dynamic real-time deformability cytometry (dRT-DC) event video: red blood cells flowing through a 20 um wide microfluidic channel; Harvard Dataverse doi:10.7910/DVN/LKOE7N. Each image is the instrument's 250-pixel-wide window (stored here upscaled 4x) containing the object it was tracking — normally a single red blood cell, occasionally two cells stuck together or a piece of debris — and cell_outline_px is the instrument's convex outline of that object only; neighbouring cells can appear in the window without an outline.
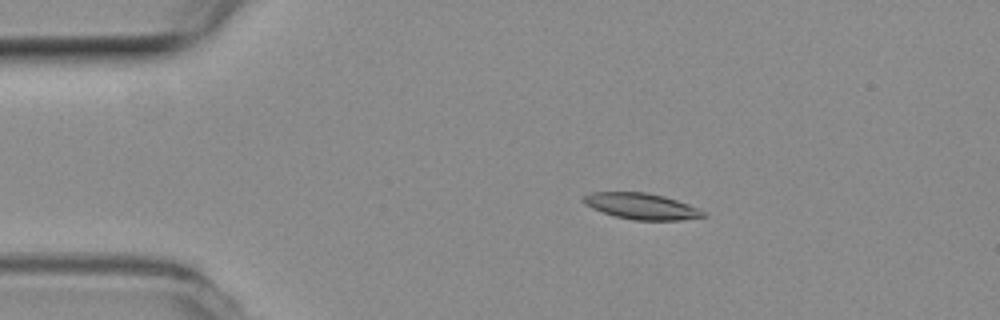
{"species": "common noctule bat (a hibernating species)", "species_latin": "Nyctalus noctula", "temperature_condition": "room temperature", "stored_images_in_passage": 5, "camera_frame_rate_fps": 3000, "um_per_image_px": 0.085, "animal": {"sex": "female", "body_mass_g": 19.3, "forearm_length_mm": 54.1}, "frame": {"image": 1, "passage_image": 2, "time_ms": 0.333, "image_size_px": [1000, 320], "cell_outline_px": [[708, 216], [680, 220], [632, 220], [616, 216], [592, 208], [584, 204], [584, 196], [592, 192], [644, 192], [664, 196], [688, 204], [704, 212]], "centroid_in_image_um": [54.53, 17.53], "position_along_channel_um": 30.5, "area_um2": 17.98}}
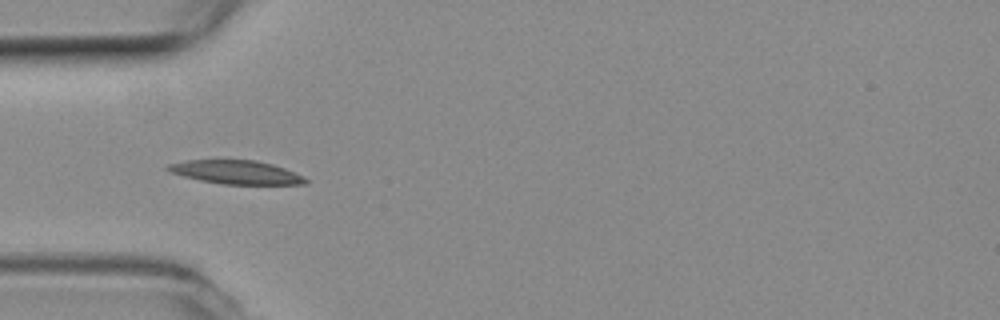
{"frame": {"image": 2, "passage_image": 4, "time_ms": 1.0, "image_size_px": [1000, 320], "cell_outline_px": [[308, 184], [224, 184], [200, 180], [184, 176], [172, 172], [164, 168], [168, 164], [188, 160], [256, 160], [272, 164], [284, 168], [304, 176], [308, 180]], "centroid_in_image_um": [20.1, 14.64], "position_along_channel_um": 64.9, "area_um2": 18.79}}
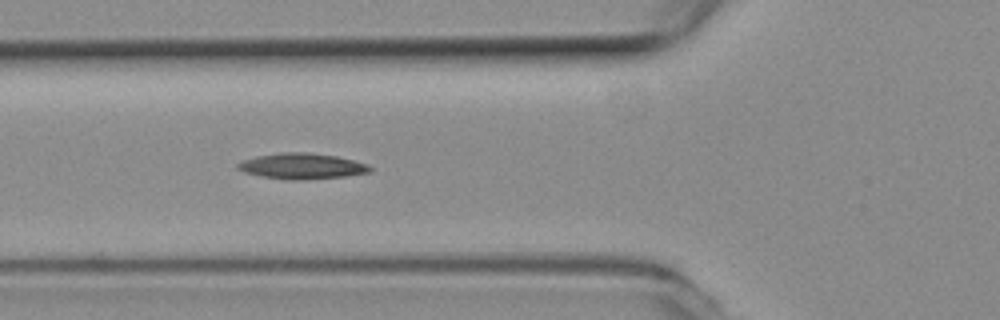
{"frame": {"image": 3, "passage_image": 5, "time_ms": 1.333, "image_size_px": [1000, 320], "cell_outline_px": [[372, 172], [344, 176], [304, 180], [284, 180], [260, 176], [244, 172], [236, 168], [236, 164], [244, 160], [256, 156], [280, 152], [308, 152], [336, 156], [368, 164], [372, 168]], "centroid_in_image_um": [25.64, 14.12], "position_along_channel_um": 100.2, "area_um2": 20.0}}